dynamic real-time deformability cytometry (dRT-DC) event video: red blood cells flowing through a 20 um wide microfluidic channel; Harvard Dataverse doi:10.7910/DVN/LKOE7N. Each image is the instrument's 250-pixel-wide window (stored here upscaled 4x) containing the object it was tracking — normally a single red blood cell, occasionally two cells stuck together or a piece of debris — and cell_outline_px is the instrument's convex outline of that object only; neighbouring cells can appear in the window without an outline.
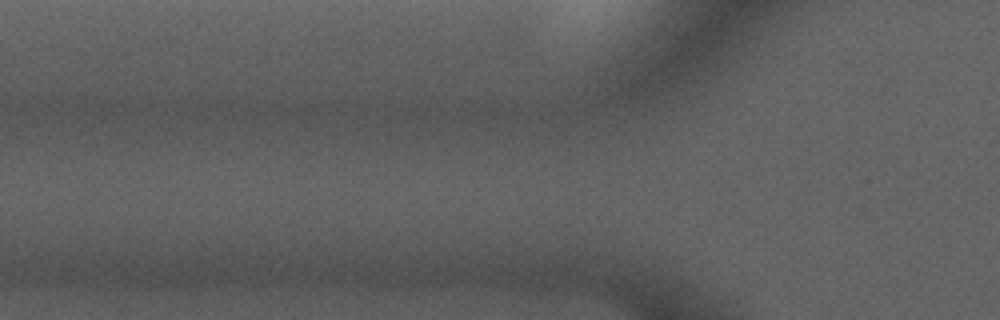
{"species": "common noctule bat (a hibernating species)", "species_latin": "Nyctalus noctula", "temperature_condition": "cold", "stored_images_in_passage": 3, "camera_frame_rate_fps": 3000, "um_per_image_px": 0.085, "animal": {"sex": "male", "forearm_length_mm": 52.5}, "frame": {"image": 1, "passage_image": 2, "time_ms": 1.333, "image_size_px": [1000, 320], "cell_outline_px": [[616, 276], [608, 280], [548, 284], [440, 284], [388, 276], [384, 272], [396, 264], [588, 264], [608, 272]], "centroid_in_image_um": [42.43, 23.25], "position_along_channel_um": 83.4, "area_um2": 29.02}}